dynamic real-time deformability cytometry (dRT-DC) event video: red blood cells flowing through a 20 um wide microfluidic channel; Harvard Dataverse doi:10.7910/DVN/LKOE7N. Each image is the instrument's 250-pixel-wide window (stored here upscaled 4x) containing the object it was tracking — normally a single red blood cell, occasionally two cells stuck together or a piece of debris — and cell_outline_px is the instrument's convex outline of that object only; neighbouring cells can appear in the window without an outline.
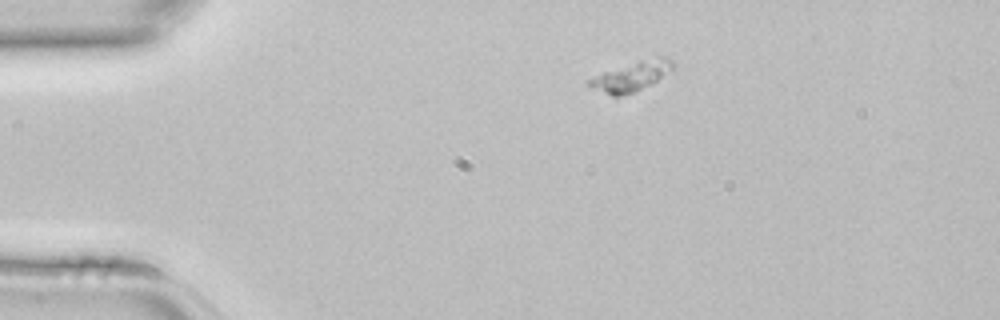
{"species": "common noctule bat (a hibernating species)", "species_latin": "Nyctalus noctula", "temperature_condition": "room temperature", "stored_images_in_passage": 37, "camera_frame_rate_fps": 3000, "um_per_image_px": 0.085, "animal": {"sex": "female", "body_mass_g": 22.7, "forearm_length_mm": 54.2}, "frame": {"image": 1, "passage_image": 1, "time_ms": 0.0, "image_size_px": [1000, 320], "cell_outline_px": [[676, 64], [672, 68], [652, 84], [632, 92], [620, 96], [612, 96], [584, 84], [588, 80], [604, 72], [640, 60], [660, 56], [668, 56]], "centroid_in_image_um": [53.69, 6.47], "position_along_channel_um": 31.3, "area_um2": 14.1}}
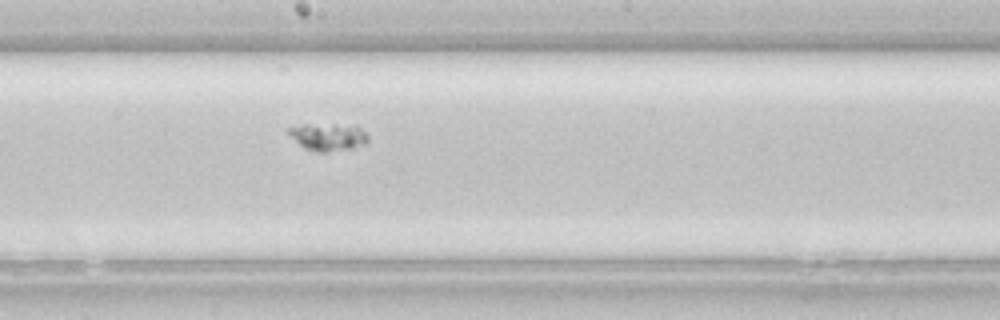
{"frame": {"image": 2, "passage_image": 17, "time_ms": 5.333, "image_size_px": [1000, 320], "cell_outline_px": [[368, 140], [364, 144], [352, 148], [324, 152], [316, 152], [304, 148], [288, 132], [288, 128], [304, 124], [356, 124], [368, 132]], "centroid_in_image_um": [27.97, 11.61], "position_along_channel_um": 220.2, "area_um2": 12.83}}
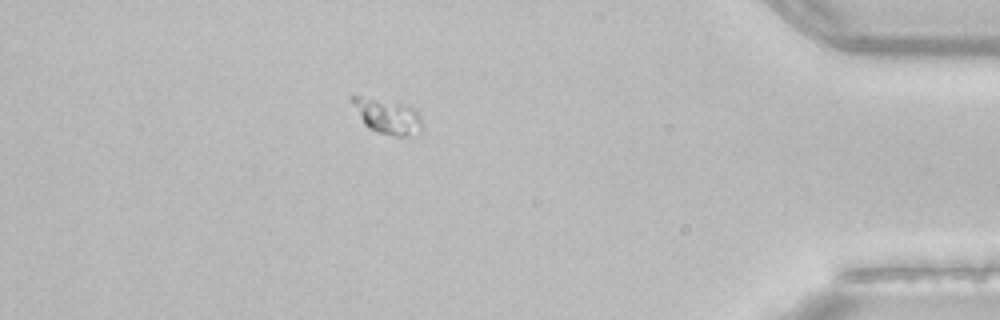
{"frame": {"image": 3, "passage_image": 32, "time_ms": 10.333, "image_size_px": [1000, 320], "cell_outline_px": [[424, 128], [420, 132], [408, 136], [396, 136], [376, 132], [364, 124], [348, 96], [360, 96], [400, 104], [416, 108], [424, 124]], "centroid_in_image_um": [32.98, 9.91], "position_along_channel_um": 402.2, "area_um2": 14.16}}